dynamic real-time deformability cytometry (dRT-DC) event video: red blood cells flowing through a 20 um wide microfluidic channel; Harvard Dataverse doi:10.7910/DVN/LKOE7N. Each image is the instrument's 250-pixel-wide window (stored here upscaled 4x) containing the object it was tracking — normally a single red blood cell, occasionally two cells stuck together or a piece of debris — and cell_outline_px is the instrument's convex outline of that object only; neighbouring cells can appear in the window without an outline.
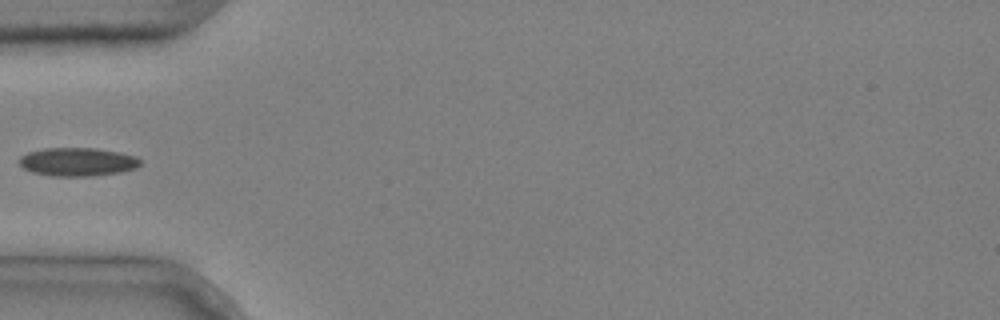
{"species": "common noctule bat (a hibernating species)", "species_latin": "Nyctalus noctula", "temperature_condition": "cold", "stored_images_in_passage": 35, "camera_frame_rate_fps": 3000, "um_per_image_px": 0.085, "animal": {"sex": "male", "body_mass_g": 20.4}, "frame": {"image": 1, "passage_image": 1, "time_ms": 0.0, "image_size_px": [1000, 320], "cell_outline_px": [[140, 164], [136, 168], [120, 172], [92, 176], [52, 176], [32, 172], [24, 168], [20, 164], [20, 156], [28, 152], [44, 148], [96, 148], [120, 152], [136, 156], [140, 160]], "centroid_in_image_um": [6.6, 13.75], "position_along_channel_um": 78.4, "area_um2": 20.06}}
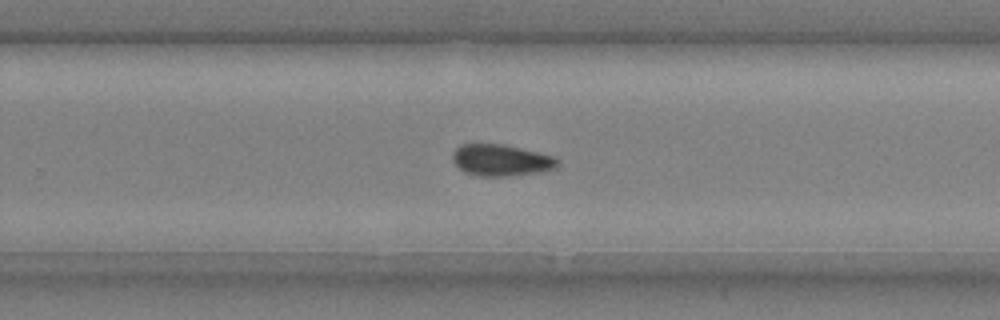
{"frame": {"image": 2, "passage_image": 18, "time_ms": 5.667, "image_size_px": [1000, 320], "cell_outline_px": [[560, 164], [556, 168], [544, 172], [512, 176], [480, 176], [464, 172], [452, 160], [452, 152], [460, 144], [504, 144], [556, 156], [560, 160]], "centroid_in_image_um": [42.65, 13.62], "position_along_channel_um": 287.1, "area_um2": 19.71}}
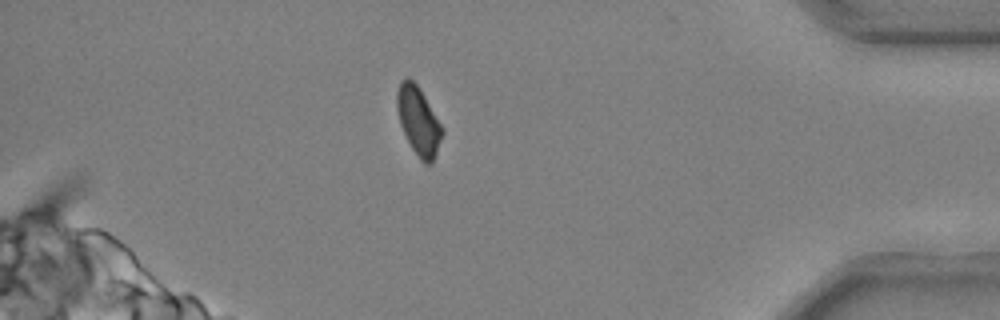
{"frame": {"image": 3, "passage_image": 30, "time_ms": 9.667, "image_size_px": [1000, 320], "cell_outline_px": [[444, 132], [432, 164], [424, 164], [420, 160], [412, 148], [400, 124], [396, 108], [396, 92], [400, 80], [408, 76], [416, 84], [424, 96], [444, 128]], "centroid_in_image_um": [35.56, 10.27], "position_along_channel_um": 399.6, "area_um2": 18.03}}